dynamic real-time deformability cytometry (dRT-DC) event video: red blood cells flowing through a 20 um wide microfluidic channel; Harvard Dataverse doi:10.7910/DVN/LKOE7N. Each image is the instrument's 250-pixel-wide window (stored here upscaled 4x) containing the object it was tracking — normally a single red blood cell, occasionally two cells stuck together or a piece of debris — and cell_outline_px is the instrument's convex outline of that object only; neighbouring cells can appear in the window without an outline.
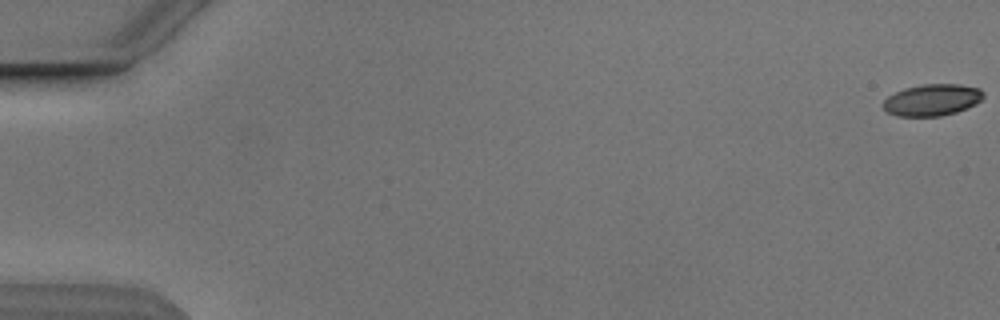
{"species": "Egyptian fruit bat (a non-hibernating species)", "species_latin": "Rousettus aegyptiacus", "temperature_condition": "cold", "stored_images_in_passage": 6, "camera_frame_rate_fps": 3000, "um_per_image_px": 0.085, "animal": {"sex": "male"}, "frame": {"image": 1, "passage_image": 1, "time_ms": 0.0, "image_size_px": [1000, 320], "cell_outline_px": [[984, 96], [976, 104], [968, 108], [956, 112], [940, 116], [896, 116], [888, 112], [880, 104], [888, 96], [904, 88], [924, 84], [960, 84], [980, 88], [984, 92]], "centroid_in_image_um": [79.24, 8.49], "position_along_channel_um": 5.8, "area_um2": 18.61}}
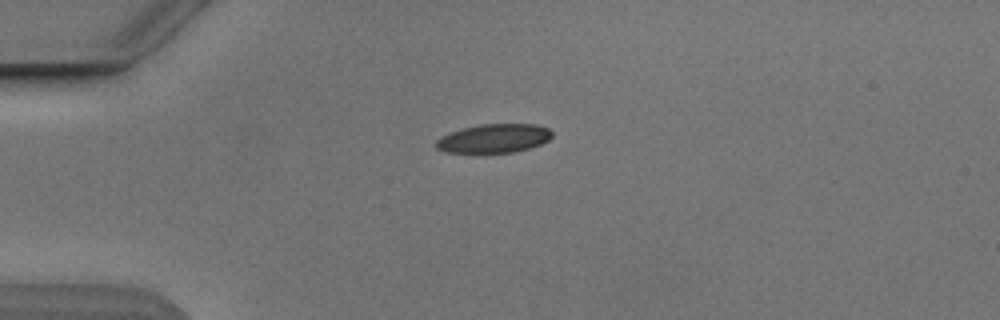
{"frame": {"image": 2, "passage_image": 5, "time_ms": 4.667, "image_size_px": [1000, 320], "cell_outline_px": [[552, 136], [548, 140], [540, 144], [516, 152], [476, 156], [444, 152], [436, 148], [436, 140], [440, 136], [464, 128], [480, 124], [536, 124], [548, 128], [552, 132]], "centroid_in_image_um": [41.92, 11.82], "position_along_channel_um": 43.1, "area_um2": 20.35}}